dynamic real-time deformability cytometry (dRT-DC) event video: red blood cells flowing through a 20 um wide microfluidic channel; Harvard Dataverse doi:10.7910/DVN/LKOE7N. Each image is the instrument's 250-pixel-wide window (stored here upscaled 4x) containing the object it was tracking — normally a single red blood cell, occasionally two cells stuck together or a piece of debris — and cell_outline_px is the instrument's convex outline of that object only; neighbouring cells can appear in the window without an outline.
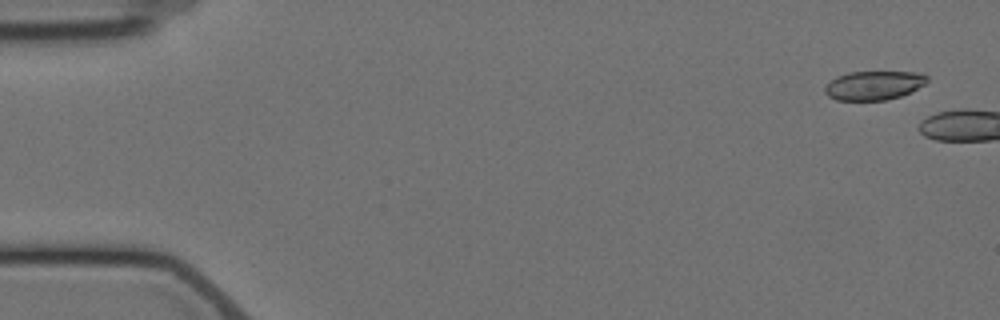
{"species": "Egyptian fruit bat (a non-hibernating species)", "species_latin": "Rousettus aegyptiacus", "temperature_condition": "cold", "stored_images_in_passage": 2, "camera_frame_rate_fps": 3000, "um_per_image_px": 0.085, "animal": {"sex": "female"}, "frame": {"image": 1, "passage_image": 1, "time_ms": 0.0, "image_size_px": [1000, 320], "cell_outline_px": [[928, 80], [924, 84], [912, 92], [900, 96], [884, 100], [836, 100], [828, 96], [824, 92], [824, 88], [836, 76], [848, 72], [924, 72], [928, 76]], "centroid_in_image_um": [74.3, 7.25], "position_along_channel_um": 10.7, "area_um2": 17.34}}